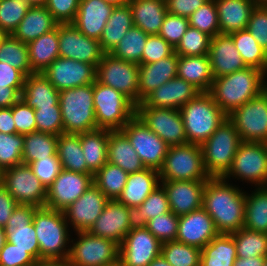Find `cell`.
Here are the masks:
<instances>
[{
    "label": "cell",
    "instance_id": "2a66077c",
    "mask_svg": "<svg viewBox=\"0 0 267 266\" xmlns=\"http://www.w3.org/2000/svg\"><path fill=\"white\" fill-rule=\"evenodd\" d=\"M6 243V233L4 227L0 226V251L3 249Z\"/></svg>",
    "mask_w": 267,
    "mask_h": 266
},
{
    "label": "cell",
    "instance_id": "7402d4cb",
    "mask_svg": "<svg viewBox=\"0 0 267 266\" xmlns=\"http://www.w3.org/2000/svg\"><path fill=\"white\" fill-rule=\"evenodd\" d=\"M108 200L93 184L79 199L63 211L65 219L74 228V231H89L102 214Z\"/></svg>",
    "mask_w": 267,
    "mask_h": 266
},
{
    "label": "cell",
    "instance_id": "f35d334b",
    "mask_svg": "<svg viewBox=\"0 0 267 266\" xmlns=\"http://www.w3.org/2000/svg\"><path fill=\"white\" fill-rule=\"evenodd\" d=\"M237 258L231 234H218L201 249L200 266H233Z\"/></svg>",
    "mask_w": 267,
    "mask_h": 266
},
{
    "label": "cell",
    "instance_id": "e575fe53",
    "mask_svg": "<svg viewBox=\"0 0 267 266\" xmlns=\"http://www.w3.org/2000/svg\"><path fill=\"white\" fill-rule=\"evenodd\" d=\"M107 158L109 163L119 166L128 174L145 168L136 150L120 130H109Z\"/></svg>",
    "mask_w": 267,
    "mask_h": 266
},
{
    "label": "cell",
    "instance_id": "83f0119b",
    "mask_svg": "<svg viewBox=\"0 0 267 266\" xmlns=\"http://www.w3.org/2000/svg\"><path fill=\"white\" fill-rule=\"evenodd\" d=\"M178 55L160 59L154 63L139 64V104L160 85L177 76Z\"/></svg>",
    "mask_w": 267,
    "mask_h": 266
},
{
    "label": "cell",
    "instance_id": "f907efd6",
    "mask_svg": "<svg viewBox=\"0 0 267 266\" xmlns=\"http://www.w3.org/2000/svg\"><path fill=\"white\" fill-rule=\"evenodd\" d=\"M211 37L197 28L189 26L174 48L178 56H204L209 54Z\"/></svg>",
    "mask_w": 267,
    "mask_h": 266
},
{
    "label": "cell",
    "instance_id": "4316f807",
    "mask_svg": "<svg viewBox=\"0 0 267 266\" xmlns=\"http://www.w3.org/2000/svg\"><path fill=\"white\" fill-rule=\"evenodd\" d=\"M114 7L104 0H80L73 25L85 36L99 40Z\"/></svg>",
    "mask_w": 267,
    "mask_h": 266
},
{
    "label": "cell",
    "instance_id": "7bdbcfd3",
    "mask_svg": "<svg viewBox=\"0 0 267 266\" xmlns=\"http://www.w3.org/2000/svg\"><path fill=\"white\" fill-rule=\"evenodd\" d=\"M230 35L245 64L267 74V51L258 44L248 29H242Z\"/></svg>",
    "mask_w": 267,
    "mask_h": 266
},
{
    "label": "cell",
    "instance_id": "91938a15",
    "mask_svg": "<svg viewBox=\"0 0 267 266\" xmlns=\"http://www.w3.org/2000/svg\"><path fill=\"white\" fill-rule=\"evenodd\" d=\"M16 133L26 135L37 131L35 111L22 99L11 106Z\"/></svg>",
    "mask_w": 267,
    "mask_h": 266
},
{
    "label": "cell",
    "instance_id": "11a10c76",
    "mask_svg": "<svg viewBox=\"0 0 267 266\" xmlns=\"http://www.w3.org/2000/svg\"><path fill=\"white\" fill-rule=\"evenodd\" d=\"M179 217L172 211L157 215L144 226L161 242L176 241Z\"/></svg>",
    "mask_w": 267,
    "mask_h": 266
},
{
    "label": "cell",
    "instance_id": "11e5206c",
    "mask_svg": "<svg viewBox=\"0 0 267 266\" xmlns=\"http://www.w3.org/2000/svg\"><path fill=\"white\" fill-rule=\"evenodd\" d=\"M31 7L46 6L47 0H26Z\"/></svg>",
    "mask_w": 267,
    "mask_h": 266
},
{
    "label": "cell",
    "instance_id": "f1b7e54d",
    "mask_svg": "<svg viewBox=\"0 0 267 266\" xmlns=\"http://www.w3.org/2000/svg\"><path fill=\"white\" fill-rule=\"evenodd\" d=\"M160 185L158 171L144 168L131 173L127 177L126 185L118 197V201L131 209L140 206L146 198Z\"/></svg>",
    "mask_w": 267,
    "mask_h": 266
},
{
    "label": "cell",
    "instance_id": "db71d44e",
    "mask_svg": "<svg viewBox=\"0 0 267 266\" xmlns=\"http://www.w3.org/2000/svg\"><path fill=\"white\" fill-rule=\"evenodd\" d=\"M30 7L26 0H0V29L12 35Z\"/></svg>",
    "mask_w": 267,
    "mask_h": 266
},
{
    "label": "cell",
    "instance_id": "c3c4849f",
    "mask_svg": "<svg viewBox=\"0 0 267 266\" xmlns=\"http://www.w3.org/2000/svg\"><path fill=\"white\" fill-rule=\"evenodd\" d=\"M170 212L167 194L160 184L146 200L133 210L134 224L144 225L148 220L157 215Z\"/></svg>",
    "mask_w": 267,
    "mask_h": 266
},
{
    "label": "cell",
    "instance_id": "bcb514c9",
    "mask_svg": "<svg viewBox=\"0 0 267 266\" xmlns=\"http://www.w3.org/2000/svg\"><path fill=\"white\" fill-rule=\"evenodd\" d=\"M0 62L8 63L25 76L34 73L29 62L27 44L13 35L6 34L0 42Z\"/></svg>",
    "mask_w": 267,
    "mask_h": 266
},
{
    "label": "cell",
    "instance_id": "5b68a950",
    "mask_svg": "<svg viewBox=\"0 0 267 266\" xmlns=\"http://www.w3.org/2000/svg\"><path fill=\"white\" fill-rule=\"evenodd\" d=\"M64 133L81 134L97 129L93 83L59 92Z\"/></svg>",
    "mask_w": 267,
    "mask_h": 266
},
{
    "label": "cell",
    "instance_id": "89a4df30",
    "mask_svg": "<svg viewBox=\"0 0 267 266\" xmlns=\"http://www.w3.org/2000/svg\"><path fill=\"white\" fill-rule=\"evenodd\" d=\"M23 88L0 87V108H8L21 99Z\"/></svg>",
    "mask_w": 267,
    "mask_h": 266
},
{
    "label": "cell",
    "instance_id": "34e18365",
    "mask_svg": "<svg viewBox=\"0 0 267 266\" xmlns=\"http://www.w3.org/2000/svg\"><path fill=\"white\" fill-rule=\"evenodd\" d=\"M147 266H171L165 258L160 255L156 257L154 260H152Z\"/></svg>",
    "mask_w": 267,
    "mask_h": 266
},
{
    "label": "cell",
    "instance_id": "f546056e",
    "mask_svg": "<svg viewBox=\"0 0 267 266\" xmlns=\"http://www.w3.org/2000/svg\"><path fill=\"white\" fill-rule=\"evenodd\" d=\"M220 34H231L246 29L256 4L252 0H214Z\"/></svg>",
    "mask_w": 267,
    "mask_h": 266
},
{
    "label": "cell",
    "instance_id": "484cf974",
    "mask_svg": "<svg viewBox=\"0 0 267 266\" xmlns=\"http://www.w3.org/2000/svg\"><path fill=\"white\" fill-rule=\"evenodd\" d=\"M208 55L214 78L248 67L236 49L230 34H217L211 38Z\"/></svg>",
    "mask_w": 267,
    "mask_h": 266
},
{
    "label": "cell",
    "instance_id": "7a4b0ae2",
    "mask_svg": "<svg viewBox=\"0 0 267 266\" xmlns=\"http://www.w3.org/2000/svg\"><path fill=\"white\" fill-rule=\"evenodd\" d=\"M267 74L255 67H245L231 74L214 78L209 94L228 116L263 91Z\"/></svg>",
    "mask_w": 267,
    "mask_h": 266
},
{
    "label": "cell",
    "instance_id": "836d02e7",
    "mask_svg": "<svg viewBox=\"0 0 267 266\" xmlns=\"http://www.w3.org/2000/svg\"><path fill=\"white\" fill-rule=\"evenodd\" d=\"M57 24L45 6L30 7L12 35L25 44H29L55 29Z\"/></svg>",
    "mask_w": 267,
    "mask_h": 266
},
{
    "label": "cell",
    "instance_id": "003e7915",
    "mask_svg": "<svg viewBox=\"0 0 267 266\" xmlns=\"http://www.w3.org/2000/svg\"><path fill=\"white\" fill-rule=\"evenodd\" d=\"M208 0H165L168 13L189 17Z\"/></svg>",
    "mask_w": 267,
    "mask_h": 266
},
{
    "label": "cell",
    "instance_id": "979ff035",
    "mask_svg": "<svg viewBox=\"0 0 267 266\" xmlns=\"http://www.w3.org/2000/svg\"><path fill=\"white\" fill-rule=\"evenodd\" d=\"M104 266H124V265H123L122 262L118 259L116 262L111 263V264H109V265H104Z\"/></svg>",
    "mask_w": 267,
    "mask_h": 266
},
{
    "label": "cell",
    "instance_id": "4fadbf2b",
    "mask_svg": "<svg viewBox=\"0 0 267 266\" xmlns=\"http://www.w3.org/2000/svg\"><path fill=\"white\" fill-rule=\"evenodd\" d=\"M227 118L234 124L243 142H267V97L263 92Z\"/></svg>",
    "mask_w": 267,
    "mask_h": 266
},
{
    "label": "cell",
    "instance_id": "8d00e7d4",
    "mask_svg": "<svg viewBox=\"0 0 267 266\" xmlns=\"http://www.w3.org/2000/svg\"><path fill=\"white\" fill-rule=\"evenodd\" d=\"M31 69L43 72L59 54V24L52 31L27 44Z\"/></svg>",
    "mask_w": 267,
    "mask_h": 266
},
{
    "label": "cell",
    "instance_id": "816d5d0a",
    "mask_svg": "<svg viewBox=\"0 0 267 266\" xmlns=\"http://www.w3.org/2000/svg\"><path fill=\"white\" fill-rule=\"evenodd\" d=\"M24 135L0 132V171L23 164Z\"/></svg>",
    "mask_w": 267,
    "mask_h": 266
},
{
    "label": "cell",
    "instance_id": "6f0895ef",
    "mask_svg": "<svg viewBox=\"0 0 267 266\" xmlns=\"http://www.w3.org/2000/svg\"><path fill=\"white\" fill-rule=\"evenodd\" d=\"M28 165L46 189L49 188L63 170L57 154L31 162Z\"/></svg>",
    "mask_w": 267,
    "mask_h": 266
},
{
    "label": "cell",
    "instance_id": "be15d7a7",
    "mask_svg": "<svg viewBox=\"0 0 267 266\" xmlns=\"http://www.w3.org/2000/svg\"><path fill=\"white\" fill-rule=\"evenodd\" d=\"M80 0H47L46 8L58 24L73 23Z\"/></svg>",
    "mask_w": 267,
    "mask_h": 266
},
{
    "label": "cell",
    "instance_id": "60d3db41",
    "mask_svg": "<svg viewBox=\"0 0 267 266\" xmlns=\"http://www.w3.org/2000/svg\"><path fill=\"white\" fill-rule=\"evenodd\" d=\"M252 194H245L246 229L267 234V186L258 187Z\"/></svg>",
    "mask_w": 267,
    "mask_h": 266
},
{
    "label": "cell",
    "instance_id": "a7ac6f4b",
    "mask_svg": "<svg viewBox=\"0 0 267 266\" xmlns=\"http://www.w3.org/2000/svg\"><path fill=\"white\" fill-rule=\"evenodd\" d=\"M18 203L6 187L0 183V226L5 227Z\"/></svg>",
    "mask_w": 267,
    "mask_h": 266
},
{
    "label": "cell",
    "instance_id": "7c38bea8",
    "mask_svg": "<svg viewBox=\"0 0 267 266\" xmlns=\"http://www.w3.org/2000/svg\"><path fill=\"white\" fill-rule=\"evenodd\" d=\"M120 131L128 138L145 168L159 172L169 145L136 115Z\"/></svg>",
    "mask_w": 267,
    "mask_h": 266
},
{
    "label": "cell",
    "instance_id": "603a6c76",
    "mask_svg": "<svg viewBox=\"0 0 267 266\" xmlns=\"http://www.w3.org/2000/svg\"><path fill=\"white\" fill-rule=\"evenodd\" d=\"M200 91L180 77H174L160 85L136 107L180 109L194 99Z\"/></svg>",
    "mask_w": 267,
    "mask_h": 266
},
{
    "label": "cell",
    "instance_id": "6da1fadb",
    "mask_svg": "<svg viewBox=\"0 0 267 266\" xmlns=\"http://www.w3.org/2000/svg\"><path fill=\"white\" fill-rule=\"evenodd\" d=\"M245 193L223 178H210L203 190L202 208L213 219L219 234H231L244 227Z\"/></svg>",
    "mask_w": 267,
    "mask_h": 266
},
{
    "label": "cell",
    "instance_id": "1f68e13d",
    "mask_svg": "<svg viewBox=\"0 0 267 266\" xmlns=\"http://www.w3.org/2000/svg\"><path fill=\"white\" fill-rule=\"evenodd\" d=\"M21 99L31 108L59 106V91L41 72L26 76Z\"/></svg>",
    "mask_w": 267,
    "mask_h": 266
},
{
    "label": "cell",
    "instance_id": "d6a6232c",
    "mask_svg": "<svg viewBox=\"0 0 267 266\" xmlns=\"http://www.w3.org/2000/svg\"><path fill=\"white\" fill-rule=\"evenodd\" d=\"M177 77L191 83L200 92H209L214 80L209 55L178 56Z\"/></svg>",
    "mask_w": 267,
    "mask_h": 266
},
{
    "label": "cell",
    "instance_id": "cb8c5ba5",
    "mask_svg": "<svg viewBox=\"0 0 267 266\" xmlns=\"http://www.w3.org/2000/svg\"><path fill=\"white\" fill-rule=\"evenodd\" d=\"M207 181H161L170 211L175 215L183 216L202 208L203 190Z\"/></svg>",
    "mask_w": 267,
    "mask_h": 266
},
{
    "label": "cell",
    "instance_id": "e7e4bbea",
    "mask_svg": "<svg viewBox=\"0 0 267 266\" xmlns=\"http://www.w3.org/2000/svg\"><path fill=\"white\" fill-rule=\"evenodd\" d=\"M36 260L26 251L6 241L0 251V266H32Z\"/></svg>",
    "mask_w": 267,
    "mask_h": 266
},
{
    "label": "cell",
    "instance_id": "f5cc1de1",
    "mask_svg": "<svg viewBox=\"0 0 267 266\" xmlns=\"http://www.w3.org/2000/svg\"><path fill=\"white\" fill-rule=\"evenodd\" d=\"M189 26L209 35L211 38L220 34L217 8L214 0L206 1L189 17Z\"/></svg>",
    "mask_w": 267,
    "mask_h": 266
},
{
    "label": "cell",
    "instance_id": "09005b40",
    "mask_svg": "<svg viewBox=\"0 0 267 266\" xmlns=\"http://www.w3.org/2000/svg\"><path fill=\"white\" fill-rule=\"evenodd\" d=\"M256 5H265L267 6V0H252Z\"/></svg>",
    "mask_w": 267,
    "mask_h": 266
},
{
    "label": "cell",
    "instance_id": "b62a3aed",
    "mask_svg": "<svg viewBox=\"0 0 267 266\" xmlns=\"http://www.w3.org/2000/svg\"><path fill=\"white\" fill-rule=\"evenodd\" d=\"M263 266H267V256L265 258V261H264V265Z\"/></svg>",
    "mask_w": 267,
    "mask_h": 266
},
{
    "label": "cell",
    "instance_id": "7dc6e473",
    "mask_svg": "<svg viewBox=\"0 0 267 266\" xmlns=\"http://www.w3.org/2000/svg\"><path fill=\"white\" fill-rule=\"evenodd\" d=\"M235 245L237 257L249 258L255 256H267V234L255 232L246 228L231 233Z\"/></svg>",
    "mask_w": 267,
    "mask_h": 266
},
{
    "label": "cell",
    "instance_id": "e0dca14e",
    "mask_svg": "<svg viewBox=\"0 0 267 266\" xmlns=\"http://www.w3.org/2000/svg\"><path fill=\"white\" fill-rule=\"evenodd\" d=\"M60 57L94 65L101 61L104 52L99 40L85 36L73 23L59 24Z\"/></svg>",
    "mask_w": 267,
    "mask_h": 266
},
{
    "label": "cell",
    "instance_id": "d590c367",
    "mask_svg": "<svg viewBox=\"0 0 267 266\" xmlns=\"http://www.w3.org/2000/svg\"><path fill=\"white\" fill-rule=\"evenodd\" d=\"M109 130L95 129L90 132L80 134V142L88 174H94L101 169L107 162Z\"/></svg>",
    "mask_w": 267,
    "mask_h": 266
},
{
    "label": "cell",
    "instance_id": "5bb4252c",
    "mask_svg": "<svg viewBox=\"0 0 267 266\" xmlns=\"http://www.w3.org/2000/svg\"><path fill=\"white\" fill-rule=\"evenodd\" d=\"M1 183L18 204L44 207L47 189L35 176L29 165L20 164L2 171Z\"/></svg>",
    "mask_w": 267,
    "mask_h": 266
},
{
    "label": "cell",
    "instance_id": "681fc988",
    "mask_svg": "<svg viewBox=\"0 0 267 266\" xmlns=\"http://www.w3.org/2000/svg\"><path fill=\"white\" fill-rule=\"evenodd\" d=\"M161 255L171 266H200L201 249L178 241L162 243Z\"/></svg>",
    "mask_w": 267,
    "mask_h": 266
},
{
    "label": "cell",
    "instance_id": "9c48e42d",
    "mask_svg": "<svg viewBox=\"0 0 267 266\" xmlns=\"http://www.w3.org/2000/svg\"><path fill=\"white\" fill-rule=\"evenodd\" d=\"M235 177L247 183L267 186V147L265 142H241L233 158L231 168L222 177Z\"/></svg>",
    "mask_w": 267,
    "mask_h": 266
},
{
    "label": "cell",
    "instance_id": "9f6ffc18",
    "mask_svg": "<svg viewBox=\"0 0 267 266\" xmlns=\"http://www.w3.org/2000/svg\"><path fill=\"white\" fill-rule=\"evenodd\" d=\"M37 131L59 136L64 132L60 106L34 109Z\"/></svg>",
    "mask_w": 267,
    "mask_h": 266
},
{
    "label": "cell",
    "instance_id": "44dd1931",
    "mask_svg": "<svg viewBox=\"0 0 267 266\" xmlns=\"http://www.w3.org/2000/svg\"><path fill=\"white\" fill-rule=\"evenodd\" d=\"M134 225L133 209L118 200H108L102 214L88 232L114 240L120 245Z\"/></svg>",
    "mask_w": 267,
    "mask_h": 266
},
{
    "label": "cell",
    "instance_id": "f6af8a7d",
    "mask_svg": "<svg viewBox=\"0 0 267 266\" xmlns=\"http://www.w3.org/2000/svg\"><path fill=\"white\" fill-rule=\"evenodd\" d=\"M148 34L142 29L133 26L123 36L119 43L110 52L115 58L142 64V54L146 44Z\"/></svg>",
    "mask_w": 267,
    "mask_h": 266
},
{
    "label": "cell",
    "instance_id": "ba28073f",
    "mask_svg": "<svg viewBox=\"0 0 267 266\" xmlns=\"http://www.w3.org/2000/svg\"><path fill=\"white\" fill-rule=\"evenodd\" d=\"M158 173L160 181H207L211 178L205 170L200 145L193 143L169 146Z\"/></svg>",
    "mask_w": 267,
    "mask_h": 266
},
{
    "label": "cell",
    "instance_id": "deb4b68c",
    "mask_svg": "<svg viewBox=\"0 0 267 266\" xmlns=\"http://www.w3.org/2000/svg\"><path fill=\"white\" fill-rule=\"evenodd\" d=\"M262 92L267 97V81H266V79H264V82H263V91Z\"/></svg>",
    "mask_w": 267,
    "mask_h": 266
},
{
    "label": "cell",
    "instance_id": "8fae6325",
    "mask_svg": "<svg viewBox=\"0 0 267 266\" xmlns=\"http://www.w3.org/2000/svg\"><path fill=\"white\" fill-rule=\"evenodd\" d=\"M139 65L104 53L96 66V81L110 86L139 104Z\"/></svg>",
    "mask_w": 267,
    "mask_h": 266
},
{
    "label": "cell",
    "instance_id": "d6986e66",
    "mask_svg": "<svg viewBox=\"0 0 267 266\" xmlns=\"http://www.w3.org/2000/svg\"><path fill=\"white\" fill-rule=\"evenodd\" d=\"M37 208L30 204H18L4 227L6 241L26 250L36 261L40 260V248L33 224Z\"/></svg>",
    "mask_w": 267,
    "mask_h": 266
},
{
    "label": "cell",
    "instance_id": "67dfc351",
    "mask_svg": "<svg viewBox=\"0 0 267 266\" xmlns=\"http://www.w3.org/2000/svg\"><path fill=\"white\" fill-rule=\"evenodd\" d=\"M6 34L0 29V42Z\"/></svg>",
    "mask_w": 267,
    "mask_h": 266
},
{
    "label": "cell",
    "instance_id": "2644e50d",
    "mask_svg": "<svg viewBox=\"0 0 267 266\" xmlns=\"http://www.w3.org/2000/svg\"><path fill=\"white\" fill-rule=\"evenodd\" d=\"M0 132L5 134L16 133V126L14 124L11 107L0 108Z\"/></svg>",
    "mask_w": 267,
    "mask_h": 266
},
{
    "label": "cell",
    "instance_id": "4dcf8cb0",
    "mask_svg": "<svg viewBox=\"0 0 267 266\" xmlns=\"http://www.w3.org/2000/svg\"><path fill=\"white\" fill-rule=\"evenodd\" d=\"M134 26L148 35H158L168 13L165 0H130Z\"/></svg>",
    "mask_w": 267,
    "mask_h": 266
},
{
    "label": "cell",
    "instance_id": "2e32d148",
    "mask_svg": "<svg viewBox=\"0 0 267 266\" xmlns=\"http://www.w3.org/2000/svg\"><path fill=\"white\" fill-rule=\"evenodd\" d=\"M161 246L144 225H134L119 245V260L124 266H147L161 255Z\"/></svg>",
    "mask_w": 267,
    "mask_h": 266
},
{
    "label": "cell",
    "instance_id": "277c9868",
    "mask_svg": "<svg viewBox=\"0 0 267 266\" xmlns=\"http://www.w3.org/2000/svg\"><path fill=\"white\" fill-rule=\"evenodd\" d=\"M188 143H204L227 119L208 92H200L179 109Z\"/></svg>",
    "mask_w": 267,
    "mask_h": 266
},
{
    "label": "cell",
    "instance_id": "94428289",
    "mask_svg": "<svg viewBox=\"0 0 267 266\" xmlns=\"http://www.w3.org/2000/svg\"><path fill=\"white\" fill-rule=\"evenodd\" d=\"M174 52V47L161 36L148 35L142 54V64L157 62L171 56Z\"/></svg>",
    "mask_w": 267,
    "mask_h": 266
},
{
    "label": "cell",
    "instance_id": "d4e9b609",
    "mask_svg": "<svg viewBox=\"0 0 267 266\" xmlns=\"http://www.w3.org/2000/svg\"><path fill=\"white\" fill-rule=\"evenodd\" d=\"M218 234L213 219L203 208L179 216L178 242L202 249Z\"/></svg>",
    "mask_w": 267,
    "mask_h": 266
},
{
    "label": "cell",
    "instance_id": "b9fcfbb0",
    "mask_svg": "<svg viewBox=\"0 0 267 266\" xmlns=\"http://www.w3.org/2000/svg\"><path fill=\"white\" fill-rule=\"evenodd\" d=\"M104 1L114 6H121L127 4L130 0H104Z\"/></svg>",
    "mask_w": 267,
    "mask_h": 266
},
{
    "label": "cell",
    "instance_id": "8992f818",
    "mask_svg": "<svg viewBox=\"0 0 267 266\" xmlns=\"http://www.w3.org/2000/svg\"><path fill=\"white\" fill-rule=\"evenodd\" d=\"M241 142L234 124L227 118L200 145L205 170L211 178H222L228 172Z\"/></svg>",
    "mask_w": 267,
    "mask_h": 266
},
{
    "label": "cell",
    "instance_id": "753ad0ef",
    "mask_svg": "<svg viewBox=\"0 0 267 266\" xmlns=\"http://www.w3.org/2000/svg\"><path fill=\"white\" fill-rule=\"evenodd\" d=\"M32 266H70L67 259L63 260H38Z\"/></svg>",
    "mask_w": 267,
    "mask_h": 266
},
{
    "label": "cell",
    "instance_id": "ee69618b",
    "mask_svg": "<svg viewBox=\"0 0 267 266\" xmlns=\"http://www.w3.org/2000/svg\"><path fill=\"white\" fill-rule=\"evenodd\" d=\"M128 175L119 166L107 162L94 174L93 182L109 200H117L126 185Z\"/></svg>",
    "mask_w": 267,
    "mask_h": 266
},
{
    "label": "cell",
    "instance_id": "30bf717a",
    "mask_svg": "<svg viewBox=\"0 0 267 266\" xmlns=\"http://www.w3.org/2000/svg\"><path fill=\"white\" fill-rule=\"evenodd\" d=\"M78 240L71 239L68 261L70 266H104L119 259V244L88 231L77 232Z\"/></svg>",
    "mask_w": 267,
    "mask_h": 266
},
{
    "label": "cell",
    "instance_id": "603ad722",
    "mask_svg": "<svg viewBox=\"0 0 267 266\" xmlns=\"http://www.w3.org/2000/svg\"><path fill=\"white\" fill-rule=\"evenodd\" d=\"M2 181V172L0 171V183Z\"/></svg>",
    "mask_w": 267,
    "mask_h": 266
},
{
    "label": "cell",
    "instance_id": "ffe728a7",
    "mask_svg": "<svg viewBox=\"0 0 267 266\" xmlns=\"http://www.w3.org/2000/svg\"><path fill=\"white\" fill-rule=\"evenodd\" d=\"M42 73L59 92L96 81L94 65L60 56Z\"/></svg>",
    "mask_w": 267,
    "mask_h": 266
},
{
    "label": "cell",
    "instance_id": "9a60e30c",
    "mask_svg": "<svg viewBox=\"0 0 267 266\" xmlns=\"http://www.w3.org/2000/svg\"><path fill=\"white\" fill-rule=\"evenodd\" d=\"M135 115L169 146L188 143L178 109L136 107Z\"/></svg>",
    "mask_w": 267,
    "mask_h": 266
},
{
    "label": "cell",
    "instance_id": "ac0fdd59",
    "mask_svg": "<svg viewBox=\"0 0 267 266\" xmlns=\"http://www.w3.org/2000/svg\"><path fill=\"white\" fill-rule=\"evenodd\" d=\"M93 175L63 169L47 189L45 206L64 211L92 185Z\"/></svg>",
    "mask_w": 267,
    "mask_h": 266
},
{
    "label": "cell",
    "instance_id": "03108f58",
    "mask_svg": "<svg viewBox=\"0 0 267 266\" xmlns=\"http://www.w3.org/2000/svg\"><path fill=\"white\" fill-rule=\"evenodd\" d=\"M26 76L8 63L0 62V87L23 88Z\"/></svg>",
    "mask_w": 267,
    "mask_h": 266
},
{
    "label": "cell",
    "instance_id": "6125c7cd",
    "mask_svg": "<svg viewBox=\"0 0 267 266\" xmlns=\"http://www.w3.org/2000/svg\"><path fill=\"white\" fill-rule=\"evenodd\" d=\"M247 29L258 44L267 51V6L256 5L249 17Z\"/></svg>",
    "mask_w": 267,
    "mask_h": 266
},
{
    "label": "cell",
    "instance_id": "3957f363",
    "mask_svg": "<svg viewBox=\"0 0 267 266\" xmlns=\"http://www.w3.org/2000/svg\"><path fill=\"white\" fill-rule=\"evenodd\" d=\"M33 224L40 248V260L68 259L70 247L66 245L70 241L69 225L63 211L38 207Z\"/></svg>",
    "mask_w": 267,
    "mask_h": 266
},
{
    "label": "cell",
    "instance_id": "52a82bcc",
    "mask_svg": "<svg viewBox=\"0 0 267 266\" xmlns=\"http://www.w3.org/2000/svg\"><path fill=\"white\" fill-rule=\"evenodd\" d=\"M97 129L121 130L136 113V105L123 93L105 84L93 83Z\"/></svg>",
    "mask_w": 267,
    "mask_h": 266
},
{
    "label": "cell",
    "instance_id": "680465c9",
    "mask_svg": "<svg viewBox=\"0 0 267 266\" xmlns=\"http://www.w3.org/2000/svg\"><path fill=\"white\" fill-rule=\"evenodd\" d=\"M188 28L189 20L187 17L167 13L158 35L175 48Z\"/></svg>",
    "mask_w": 267,
    "mask_h": 266
},
{
    "label": "cell",
    "instance_id": "74e56055",
    "mask_svg": "<svg viewBox=\"0 0 267 266\" xmlns=\"http://www.w3.org/2000/svg\"><path fill=\"white\" fill-rule=\"evenodd\" d=\"M133 26L129 3L115 6L99 39L101 50L104 53H110Z\"/></svg>",
    "mask_w": 267,
    "mask_h": 266
},
{
    "label": "cell",
    "instance_id": "ab89813d",
    "mask_svg": "<svg viewBox=\"0 0 267 266\" xmlns=\"http://www.w3.org/2000/svg\"><path fill=\"white\" fill-rule=\"evenodd\" d=\"M57 155L61 161L62 169L88 174L80 134L61 133L57 141Z\"/></svg>",
    "mask_w": 267,
    "mask_h": 266
},
{
    "label": "cell",
    "instance_id": "8c879c8a",
    "mask_svg": "<svg viewBox=\"0 0 267 266\" xmlns=\"http://www.w3.org/2000/svg\"><path fill=\"white\" fill-rule=\"evenodd\" d=\"M266 256H255L249 258L237 257L233 266H263Z\"/></svg>",
    "mask_w": 267,
    "mask_h": 266
},
{
    "label": "cell",
    "instance_id": "b9f144b4",
    "mask_svg": "<svg viewBox=\"0 0 267 266\" xmlns=\"http://www.w3.org/2000/svg\"><path fill=\"white\" fill-rule=\"evenodd\" d=\"M58 136L35 131L24 135L22 162L28 165L31 162L57 154Z\"/></svg>",
    "mask_w": 267,
    "mask_h": 266
}]
</instances>
